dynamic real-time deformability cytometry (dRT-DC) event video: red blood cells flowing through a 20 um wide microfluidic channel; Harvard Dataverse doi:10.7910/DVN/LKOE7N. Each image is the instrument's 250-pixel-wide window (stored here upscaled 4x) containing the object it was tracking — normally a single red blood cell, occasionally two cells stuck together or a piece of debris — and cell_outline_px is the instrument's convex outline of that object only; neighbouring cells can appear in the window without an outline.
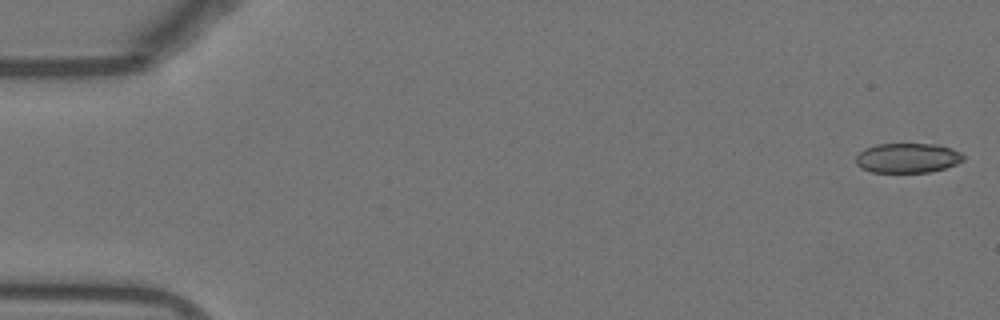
{"species": "Egyptian fruit bat (a non-hibernating species)", "species_latin": "Rousettus aegyptiacus", "temperature_condition": "warm", "stored_images_in_passage": 38, "camera_frame_rate_fps": 3000, "um_per_image_px": 0.085, "animal": {"sex": "female"}, "frame": {"image": 1, "passage_image": 1, "time_ms": 0.0, "image_size_px": [1000, 320], "cell_outline_px": [[964, 160], [956, 164], [944, 168], [928, 172], [872, 172], [860, 168], [856, 164], [856, 156], [864, 148], [876, 144], [940, 144], [952, 148], [960, 152], [964, 156]], "centroid_in_image_um": [77.14, 13.42], "position_along_channel_um": 7.9, "area_um2": 18.73}}
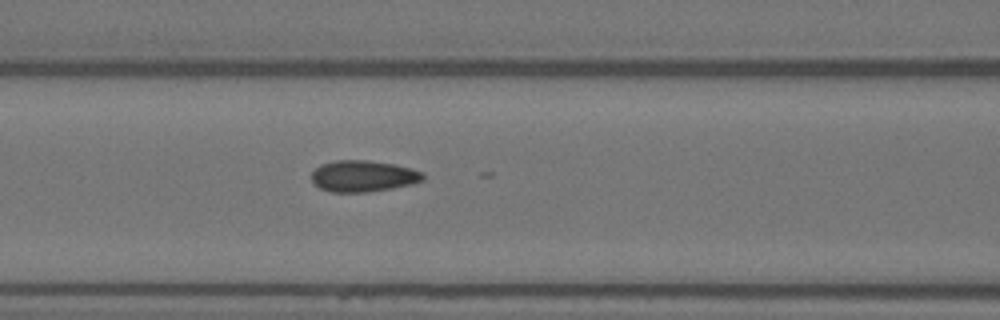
{"frame": {"image": 2, "passage_image": 22, "time_ms": 7.0, "image_size_px": [1000, 320], "cell_outline_px": [[424, 180], [392, 188], [368, 192], [332, 192], [320, 188], [312, 180], [312, 172], [320, 164], [336, 160], [368, 160], [392, 164], [424, 172]], "centroid_in_image_um": [30.85, 14.96], "position_along_channel_um": 135.8, "area_um2": 20.17}}
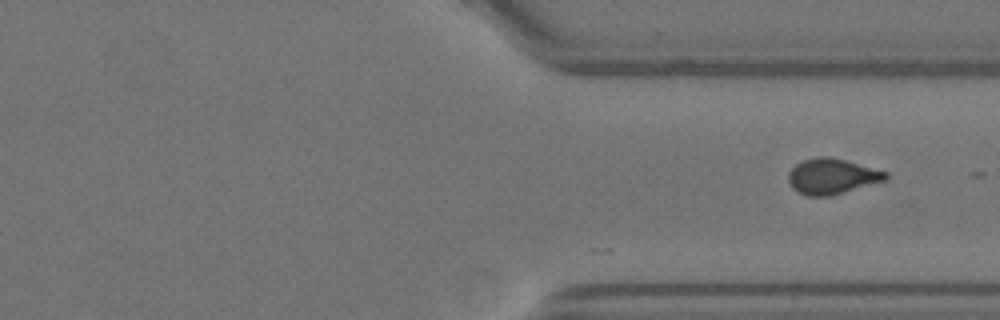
{"frame": {"image": 3, "passage_image": 38, "time_ms": 12.333, "image_size_px": [1000, 320], "cell_outline_px": [[888, 176], [884, 180], [832, 196], [808, 196], [796, 192], [792, 188], [788, 180], [788, 172], [796, 164], [804, 160], [816, 156], [828, 156], [844, 160], [888, 172]], "centroid_in_image_um": [70.67, 14.99], "position_along_channel_um": 340.7, "area_um2": 20.06}}